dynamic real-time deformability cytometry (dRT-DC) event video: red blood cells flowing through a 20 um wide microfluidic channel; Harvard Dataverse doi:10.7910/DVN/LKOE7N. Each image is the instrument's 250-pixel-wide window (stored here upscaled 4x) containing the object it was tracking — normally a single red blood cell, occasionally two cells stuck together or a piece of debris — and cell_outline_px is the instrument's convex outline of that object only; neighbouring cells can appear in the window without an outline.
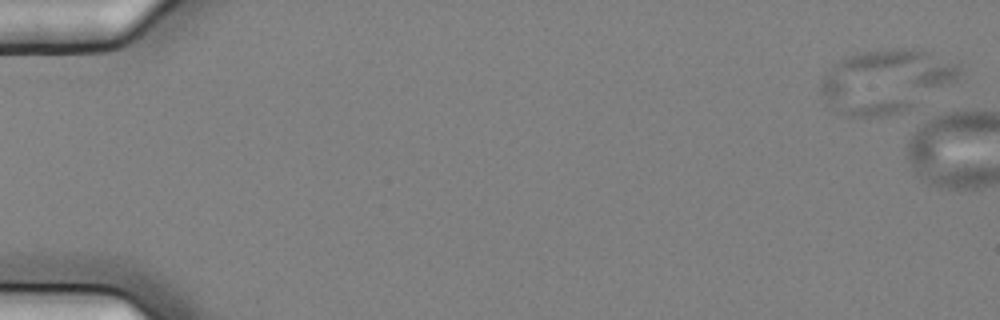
{"species": "common noctule bat (a hibernating species)", "species_latin": "Nyctalus noctula", "temperature_condition": "cold", "stored_images_in_passage": 1, "camera_frame_rate_fps": 3000, "um_per_image_px": 0.085, "animal": {"sex": "female", "body_mass_g": 25.1}, "frame": {"image": 1, "passage_image": 1, "time_ms": 0.0, "image_size_px": [1000, 320], "cell_outline_px": [[964, 72], [956, 80], [912, 112], [884, 116], [844, 116], [832, 112], [828, 108], [820, 92], [820, 84], [828, 68], [832, 64], [844, 56], [856, 52], [892, 48], [912, 48], [928, 52], [960, 64]], "centroid_in_image_um": [75.3, 6.93], "position_along_channel_um": 9.7, "area_um2": 53.06}}